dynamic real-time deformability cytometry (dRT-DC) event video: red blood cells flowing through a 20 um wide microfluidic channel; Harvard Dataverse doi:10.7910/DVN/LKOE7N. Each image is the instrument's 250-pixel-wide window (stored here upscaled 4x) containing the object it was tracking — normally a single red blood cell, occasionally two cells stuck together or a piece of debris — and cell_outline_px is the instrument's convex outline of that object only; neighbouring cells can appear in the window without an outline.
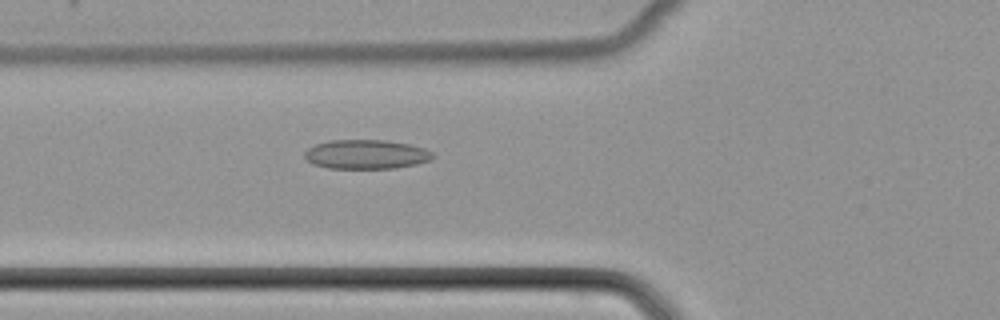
{"species": "common noctule bat (a hibernating species)", "species_latin": "Nyctalus noctula", "temperature_condition": "cold", "stored_images_in_passage": 31, "camera_frame_rate_fps": 3000, "um_per_image_px": 0.085, "animal": {"sex": "female", "body_mass_g": 22.7, "forearm_length_mm": 54.2}, "frame": {"image": 1, "passage_image": 3, "time_ms": 0.667, "image_size_px": [1000, 320], "cell_outline_px": [[436, 156], [432, 160], [416, 164], [396, 168], [328, 168], [312, 164], [304, 156], [304, 152], [308, 148], [316, 144], [328, 140], [384, 140], [408, 144], [424, 148], [432, 152]], "centroid_in_image_um": [31.13, 13.12], "position_along_channel_um": 94.7, "area_um2": 21.91}}
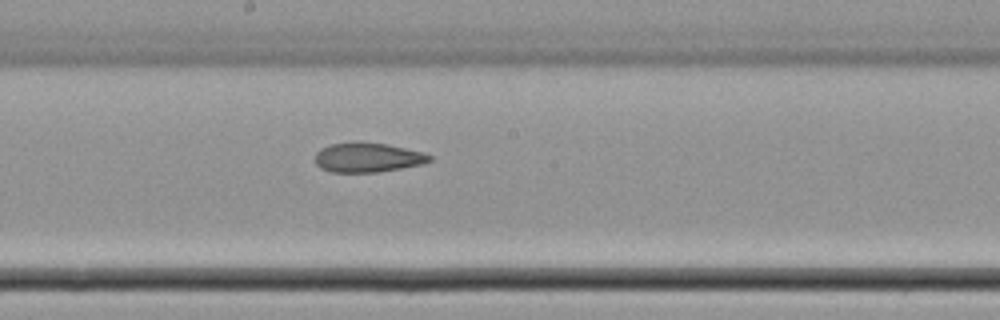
{"frame": {"image": 2, "passage_image": 12, "time_ms": 3.667, "image_size_px": [1000, 320], "cell_outline_px": [[432, 160], [424, 164], [376, 172], [332, 172], [320, 168], [316, 164], [316, 152], [320, 148], [332, 144], [352, 140], [360, 140], [388, 144], [424, 152], [432, 156]], "centroid_in_image_um": [31.25, 13.35], "position_along_channel_um": 216.9, "area_um2": 20.11}}
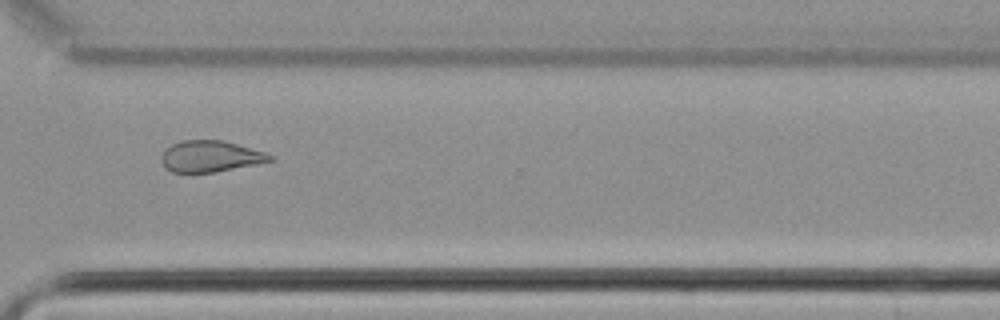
{"frame": {"image": 3, "passage_image": 22, "time_ms": 7.0, "image_size_px": [1000, 320], "cell_outline_px": [[272, 160], [256, 164], [216, 172], [172, 172], [164, 168], [160, 160], [160, 156], [172, 144], [184, 140], [224, 140], [264, 152], [272, 156]], "centroid_in_image_um": [17.84, 13.29], "position_along_channel_um": 352.8, "area_um2": 19.65}}